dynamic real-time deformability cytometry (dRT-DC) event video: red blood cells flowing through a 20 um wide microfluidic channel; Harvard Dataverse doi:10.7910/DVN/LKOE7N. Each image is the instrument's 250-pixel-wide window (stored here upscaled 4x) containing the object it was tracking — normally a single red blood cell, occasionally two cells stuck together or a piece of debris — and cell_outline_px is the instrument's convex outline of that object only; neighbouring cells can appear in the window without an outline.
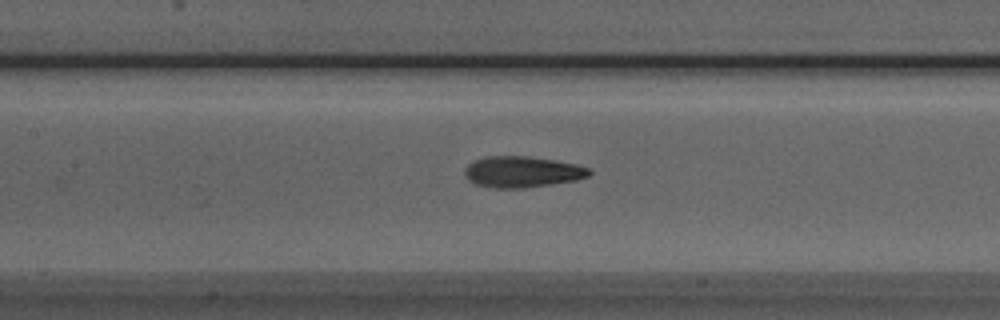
{"species": "Egyptian fruit bat (a non-hibernating species)", "species_latin": "Rousettus aegyptiacus", "temperature_condition": "room temperature", "stored_images_in_passage": 30, "camera_frame_rate_fps": 3000, "um_per_image_px": 0.085, "animal": {"sex": "male"}, "frame": {"image": 1, "passage_image": 9, "time_ms": 2.667, "image_size_px": [1000, 320], "cell_outline_px": [[592, 172], [588, 176], [576, 180], [524, 188], [492, 188], [476, 184], [468, 180], [464, 176], [464, 168], [468, 164], [484, 156], [524, 156], [556, 160], [576, 164], [588, 168]], "centroid_in_image_um": [44.35, 14.61], "position_along_channel_um": 163.1, "area_um2": 22.6}}
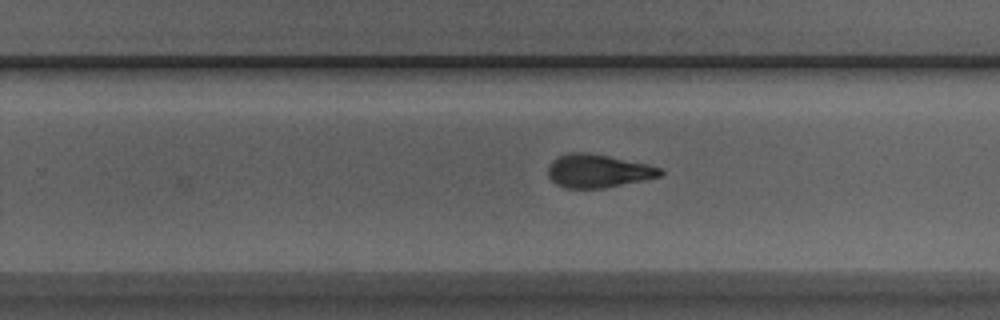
{"frame": {"image": 2, "passage_image": 18, "time_ms": 5.667, "image_size_px": [1000, 320], "cell_outline_px": [[664, 172], [660, 176], [644, 180], [604, 188], [564, 188], [556, 184], [548, 176], [548, 164], [556, 156], [568, 152], [584, 152], [608, 156], [648, 164], [660, 168]], "centroid_in_image_um": [50.79, 14.52], "position_along_channel_um": 279.0, "area_um2": 21.85}}
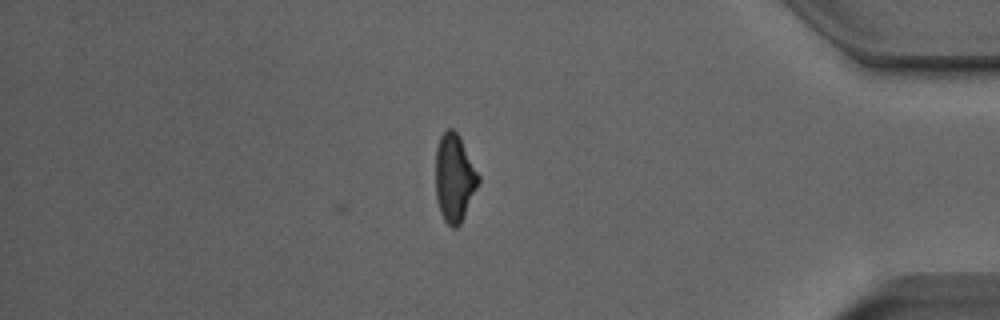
{"frame": {"image": 3, "passage_image": 30, "time_ms": 9.667, "image_size_px": [1000, 320], "cell_outline_px": [[480, 180], [464, 216], [460, 224], [456, 228], [452, 228], [444, 220], [440, 212], [436, 200], [436, 148], [440, 136], [448, 128], [452, 128], [460, 136], [480, 176]], "centroid_in_image_um": [38.62, 15.11], "position_along_channel_um": 396.6, "area_um2": 21.91}, "authors_computed_cell_mechanics": {"area_um2": 22.0507, "velocity_mm_per_s": 3.8813, "shape_relaxation_time_tau1_ms": 3.6676, "shape_relaxation_time_tau2_ms": 2.3864, "deformation_change_tau1": 0.1754, "deformation_change_tau2": 0.1113}}